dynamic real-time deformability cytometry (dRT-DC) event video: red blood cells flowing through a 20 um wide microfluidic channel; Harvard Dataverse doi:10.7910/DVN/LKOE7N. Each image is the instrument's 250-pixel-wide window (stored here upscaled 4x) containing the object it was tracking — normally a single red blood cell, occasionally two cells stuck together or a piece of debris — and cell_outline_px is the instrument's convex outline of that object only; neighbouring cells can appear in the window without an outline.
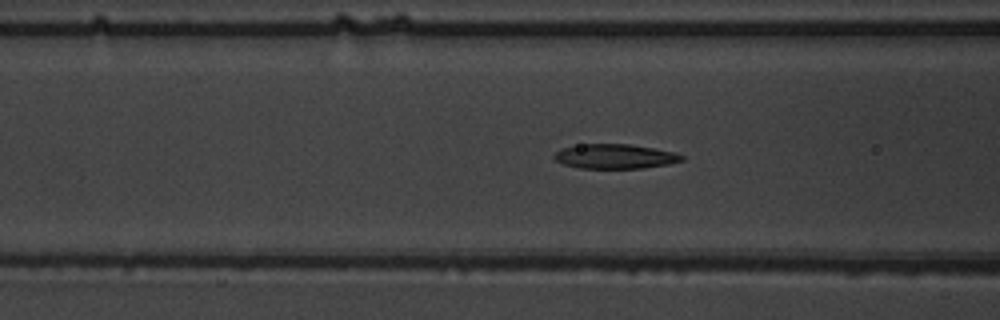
{"species": "common noctule bat (a hibernating species)", "species_latin": "Nyctalus noctula", "temperature_condition": "warm", "stored_images_in_passage": 46, "camera_frame_rate_fps": 3000, "um_per_image_px": 0.085, "animal": {"sex": "male", "body_mass_g": 19.5, "forearm_length_mm": 54.6}, "frame": {"image": 1, "passage_image": 14, "time_ms": 4.333, "image_size_px": [1000, 320], "cell_outline_px": [[684, 160], [668, 164], [644, 168], [580, 168], [564, 164], [556, 160], [552, 156], [560, 148], [580, 144], [628, 144], [676, 152], [684, 156]], "centroid_in_image_um": [52.27, 13.29], "position_along_channel_um": 114.3, "area_um2": 18.26}}
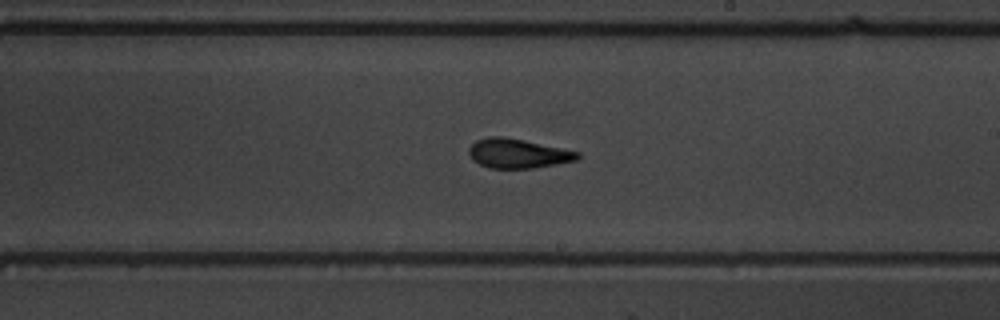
{"frame": {"image": 2, "passage_image": 24, "time_ms": 7.667, "image_size_px": [1000, 320], "cell_outline_px": [[580, 160], [536, 168], [488, 168], [472, 160], [468, 152], [468, 148], [476, 140], [488, 136], [504, 136], [524, 140], [580, 152]], "centroid_in_image_um": [44.02, 13.05], "position_along_channel_um": 245.0, "area_um2": 18.84}}
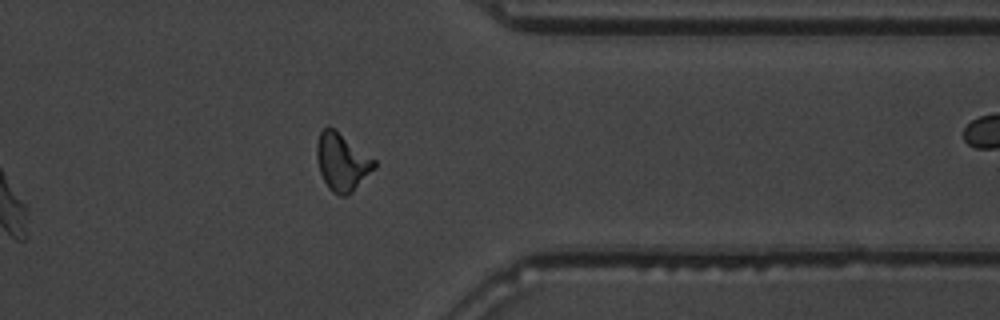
{"frame": {"image": 3, "passage_image": 35, "time_ms": 11.333, "image_size_px": [1000, 320], "cell_outline_px": [[376, 168], [352, 192], [344, 196], [340, 196], [332, 192], [328, 188], [320, 172], [316, 156], [316, 144], [320, 132], [328, 124], [336, 128], [376, 160]], "centroid_in_image_um": [29.07, 13.73], "position_along_channel_um": 382.3, "area_um2": 19.65}, "authors_computed_cell_mechanics": {"area_um2": 18.4382, "velocity_mm_per_s": 3.9208, "shape_relaxation_time_tau1_ms": 4.4281, "shape_relaxation_time_tau2_ms": 2.7848, "deformation_change_tau1": 0.2004, "deformation_change_tau2": 0.0773}}